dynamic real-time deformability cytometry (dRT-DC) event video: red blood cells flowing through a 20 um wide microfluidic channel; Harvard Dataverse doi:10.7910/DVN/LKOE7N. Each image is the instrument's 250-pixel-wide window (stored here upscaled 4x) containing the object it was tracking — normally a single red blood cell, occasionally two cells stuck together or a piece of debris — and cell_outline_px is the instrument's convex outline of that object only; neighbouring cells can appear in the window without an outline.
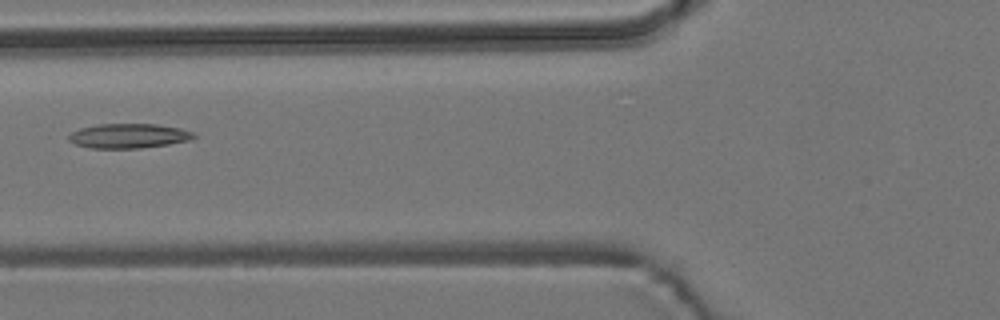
{"species": "common noctule bat (a hibernating species)", "species_latin": "Nyctalus noctula", "temperature_condition": "room temperature", "stored_images_in_passage": 8, "camera_frame_rate_fps": 3000, "um_per_image_px": 0.085, "animal": {"sex": "male", "body_mass_g": 19.2, "forearm_length_mm": 51.8}, "frame": {"image": 1, "passage_image": 5, "time_ms": 6.0, "image_size_px": [1000, 320], "cell_outline_px": [[196, 136], [188, 140], [168, 144], [140, 148], [88, 148], [76, 144], [68, 140], [68, 136], [72, 132], [80, 128], [100, 124], [156, 124], [180, 128], [192, 132]], "centroid_in_image_um": [10.9, 11.55], "position_along_channel_um": 114.9, "area_um2": 17.74}}
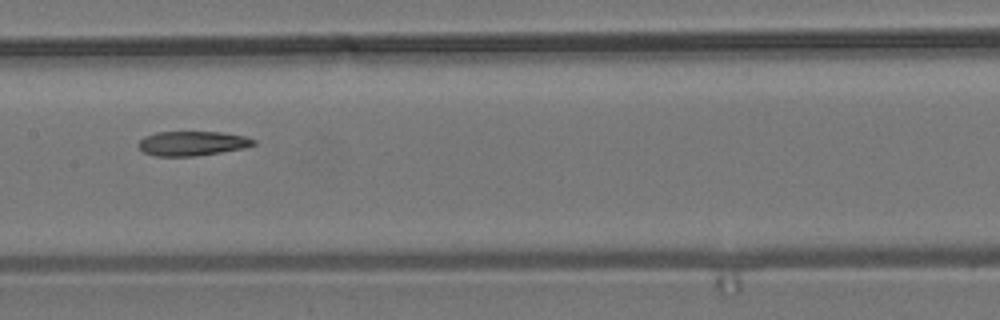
{"frame": {"image": 2, "passage_image": 7, "time_ms": 8.0, "image_size_px": [1000, 320], "cell_outline_px": [[256, 144], [244, 148], [196, 156], [156, 156], [144, 152], [136, 144], [144, 136], [156, 132], [224, 132], [244, 136], [256, 140]], "centroid_in_image_um": [16.34, 12.18], "position_along_channel_um": 191.1, "area_um2": 16.47}}
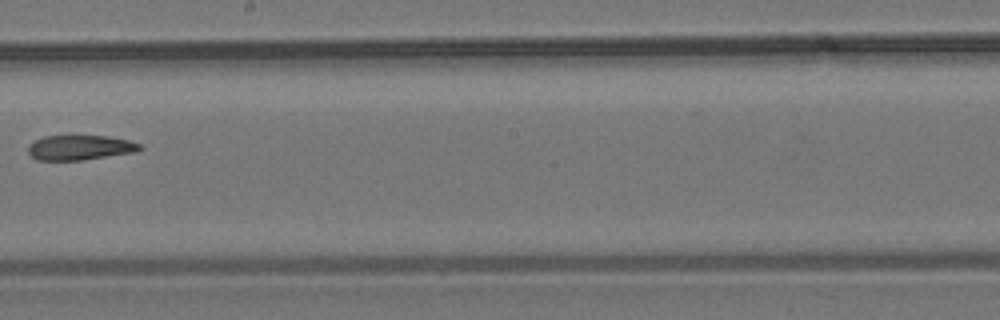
{"frame": {"image": 3, "passage_image": 8, "time_ms": 9.333, "image_size_px": [1000, 320], "cell_outline_px": [[144, 148], [136, 152], [80, 160], [36, 160], [28, 152], [28, 148], [36, 140], [44, 136], [108, 136], [128, 140], [140, 144]], "centroid_in_image_um": [6.83, 12.54], "position_along_channel_um": 241.4, "area_um2": 16.01}}